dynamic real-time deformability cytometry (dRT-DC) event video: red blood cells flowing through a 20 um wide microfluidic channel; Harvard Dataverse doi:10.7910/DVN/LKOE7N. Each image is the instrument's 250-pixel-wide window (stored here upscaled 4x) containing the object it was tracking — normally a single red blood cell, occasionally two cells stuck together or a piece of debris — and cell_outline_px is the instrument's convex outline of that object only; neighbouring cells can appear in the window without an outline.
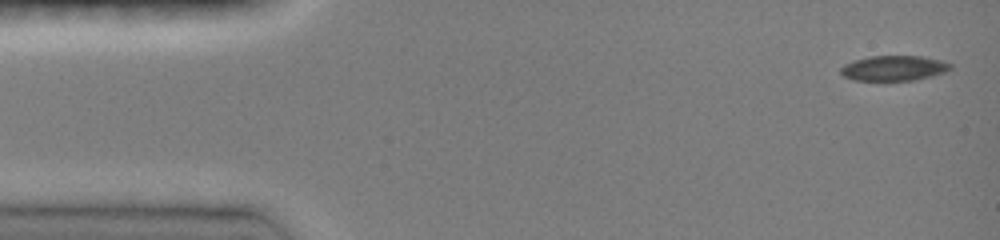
{"species": "common noctule bat (a hibernating species)", "species_latin": "Nyctalus noctula", "temperature_condition": "room temperature", "stored_images_in_passage": 6, "camera_frame_rate_fps": 3000, "um_per_image_px": 0.085, "animal": {"sex": "female", "body_mass_g": 19.0, "forearm_length_mm": 51.5}, "frame": {"image": 1, "passage_image": 1, "time_ms": 0.0, "image_size_px": [1000, 240], "cell_outline_px": [[952, 68], [944, 72], [932, 76], [912, 80], [884, 84], [852, 80], [844, 76], [840, 72], [840, 68], [844, 64], [852, 60], [868, 56], [924, 56], [944, 60], [952, 64]], "centroid_in_image_um": [75.93, 5.83], "position_along_channel_um": 9.1, "area_um2": 17.11}}
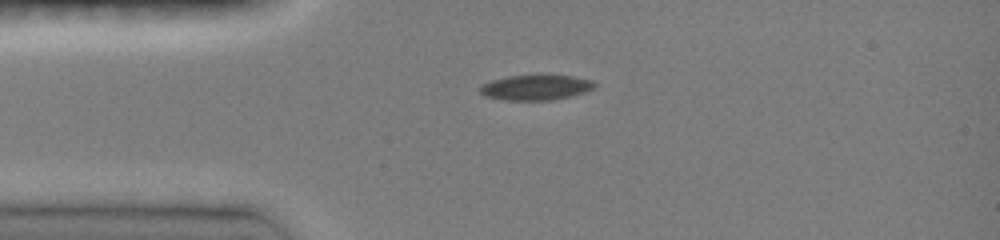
{"frame": {"image": 2, "passage_image": 5, "time_ms": 3.0, "image_size_px": [1000, 240], "cell_outline_px": [[596, 84], [592, 88], [584, 92], [552, 100], [504, 100], [484, 96], [480, 92], [480, 88], [484, 84], [492, 80], [508, 76], [540, 72], [572, 76], [592, 80]], "centroid_in_image_um": [45.54, 7.38], "position_along_channel_um": 39.5, "area_um2": 17.34}}